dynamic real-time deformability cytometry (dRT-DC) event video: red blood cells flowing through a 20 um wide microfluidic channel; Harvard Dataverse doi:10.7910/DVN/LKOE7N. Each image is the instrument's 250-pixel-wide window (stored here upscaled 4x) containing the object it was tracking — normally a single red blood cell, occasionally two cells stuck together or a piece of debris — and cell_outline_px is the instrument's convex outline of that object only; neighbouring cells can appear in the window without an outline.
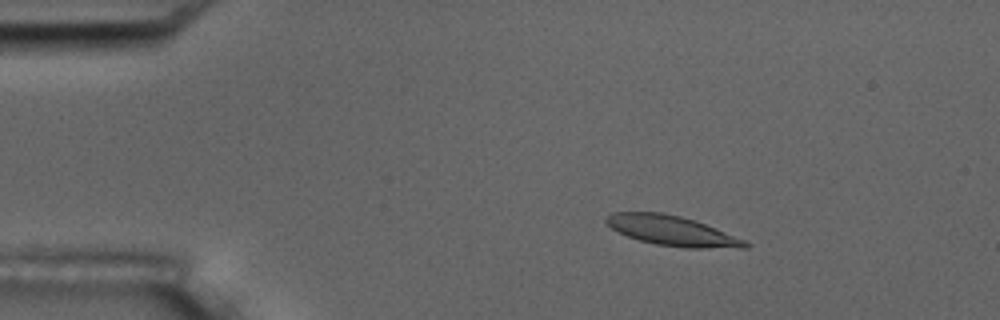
{"species": "common noctule bat (a hibernating species)", "species_latin": "Nyctalus noctula", "temperature_condition": "room temperature", "stored_images_in_passage": 4, "camera_frame_rate_fps": 3000, "um_per_image_px": 0.085, "animal": {"sex": "male", "body_mass_g": 17.5, "forearm_length_mm": 52.3}, "frame": {"image": 1, "passage_image": 2, "time_ms": 1.0, "image_size_px": [1000, 320], "cell_outline_px": [[752, 244], [748, 248], [688, 248], [656, 244], [640, 240], [628, 236], [612, 228], [604, 220], [612, 212], [664, 212], [696, 220], [744, 240]], "centroid_in_image_um": [57.15, 19.61], "position_along_channel_um": 27.8, "area_um2": 24.04}}